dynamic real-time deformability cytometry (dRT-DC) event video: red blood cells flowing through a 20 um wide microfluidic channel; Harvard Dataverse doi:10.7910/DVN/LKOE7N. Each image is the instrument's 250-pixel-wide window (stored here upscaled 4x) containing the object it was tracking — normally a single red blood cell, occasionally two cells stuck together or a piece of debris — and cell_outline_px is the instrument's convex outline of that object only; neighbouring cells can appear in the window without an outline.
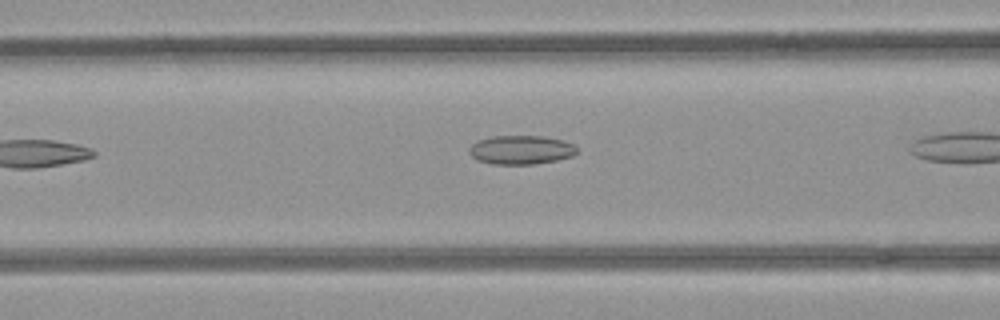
{"species": "common noctule bat (a hibernating species)", "species_latin": "Nyctalus noctula", "temperature_condition": "room temperature", "stored_images_in_passage": 11, "camera_frame_rate_fps": 3000, "um_per_image_px": 0.085, "animal": {"sex": "female", "body_mass_g": 21.9}, "frame": {"image": 1, "passage_image": 8, "time_ms": 2.333, "image_size_px": [1000, 320], "cell_outline_px": [[576, 152], [572, 156], [556, 160], [532, 164], [492, 164], [476, 160], [468, 152], [468, 148], [476, 140], [492, 136], [544, 136], [564, 140], [572, 144], [576, 148]], "centroid_in_image_um": [44.23, 12.73], "position_along_channel_um": 122.4, "area_um2": 18.21}}